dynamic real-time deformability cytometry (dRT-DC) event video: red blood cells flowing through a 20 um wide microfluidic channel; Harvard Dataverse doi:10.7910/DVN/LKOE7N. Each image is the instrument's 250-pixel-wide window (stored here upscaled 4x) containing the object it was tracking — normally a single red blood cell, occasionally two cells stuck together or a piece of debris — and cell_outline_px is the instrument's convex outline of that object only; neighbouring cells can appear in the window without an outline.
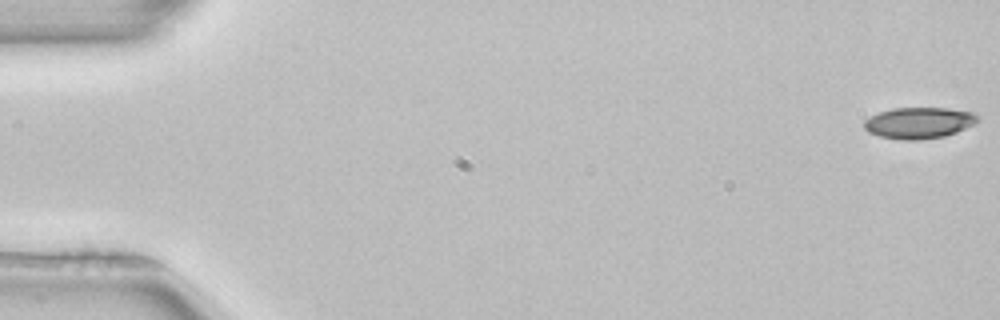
{"species": "common noctule bat (a hibernating species)", "species_latin": "Nyctalus noctula", "temperature_condition": "room temperature", "stored_images_in_passage": 53, "camera_frame_rate_fps": 3000, "um_per_image_px": 0.085, "animal": {"sex": "female", "body_mass_g": 22.7, "forearm_length_mm": 54.2}, "frame": {"image": 1, "passage_image": 1, "time_ms": 0.0, "image_size_px": [1000, 320], "cell_outline_px": [[980, 120], [976, 124], [956, 132], [944, 136], [920, 140], [900, 140], [880, 136], [868, 132], [864, 128], [864, 120], [880, 112], [892, 108], [948, 108], [972, 112], [980, 116]], "centroid_in_image_um": [78.15, 10.44], "position_along_channel_um": 6.9, "area_um2": 20.81}}
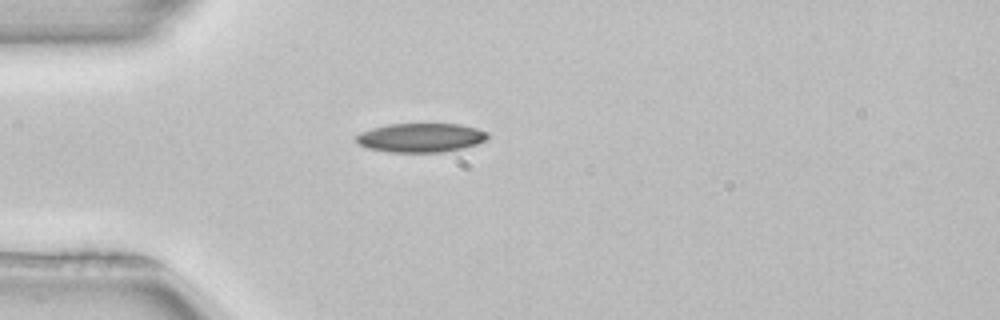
{"frame": {"image": 2, "passage_image": 15, "time_ms": 4.667, "image_size_px": [1000, 320], "cell_outline_px": [[488, 136], [484, 140], [476, 144], [464, 148], [440, 152], [388, 152], [368, 148], [360, 144], [356, 140], [356, 136], [360, 132], [372, 128], [388, 124], [460, 124], [476, 128], [488, 132]], "centroid_in_image_um": [35.76, 11.7], "position_along_channel_um": 49.2, "area_um2": 22.14}, "authors_computed_cell_mechanics": {"area_um2": 21.386, "velocity_mm_per_s": 3.9538, "shape_relaxation_time_tau1_ms": 3.4546, "shape_relaxation_time_tau2_ms": null, "deformation_change_tau1": 0.109, "deformation_change_tau2": null}}